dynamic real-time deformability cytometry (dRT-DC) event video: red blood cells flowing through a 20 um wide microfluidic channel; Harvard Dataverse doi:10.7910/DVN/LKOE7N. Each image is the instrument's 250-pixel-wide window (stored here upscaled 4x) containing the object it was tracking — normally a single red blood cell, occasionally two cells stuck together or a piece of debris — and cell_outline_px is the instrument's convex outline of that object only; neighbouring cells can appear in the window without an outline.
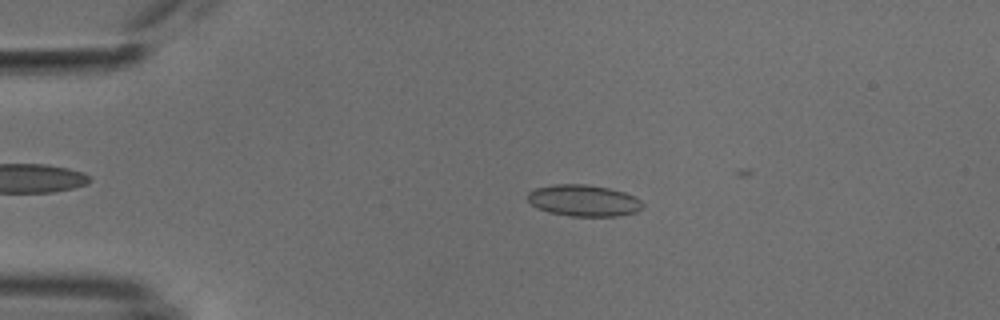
{"species": "common noctule bat (a hibernating species)", "species_latin": "Nyctalus noctula", "temperature_condition": "cold", "stored_images_in_passage": 16, "camera_frame_rate_fps": 3000, "um_per_image_px": 0.085, "animal": {"sex": "male", "body_mass_g": 18.8}, "frame": {"image": 1, "passage_image": 11, "time_ms": 3.333, "image_size_px": [1000, 320], "cell_outline_px": [[644, 208], [636, 212], [620, 216], [568, 216], [548, 212], [536, 208], [528, 200], [528, 192], [536, 188], [552, 184], [588, 184], [608, 188], [624, 192], [640, 200], [644, 204]], "centroid_in_image_um": [49.61, 17.05], "position_along_channel_um": 35.4, "area_um2": 21.27}}